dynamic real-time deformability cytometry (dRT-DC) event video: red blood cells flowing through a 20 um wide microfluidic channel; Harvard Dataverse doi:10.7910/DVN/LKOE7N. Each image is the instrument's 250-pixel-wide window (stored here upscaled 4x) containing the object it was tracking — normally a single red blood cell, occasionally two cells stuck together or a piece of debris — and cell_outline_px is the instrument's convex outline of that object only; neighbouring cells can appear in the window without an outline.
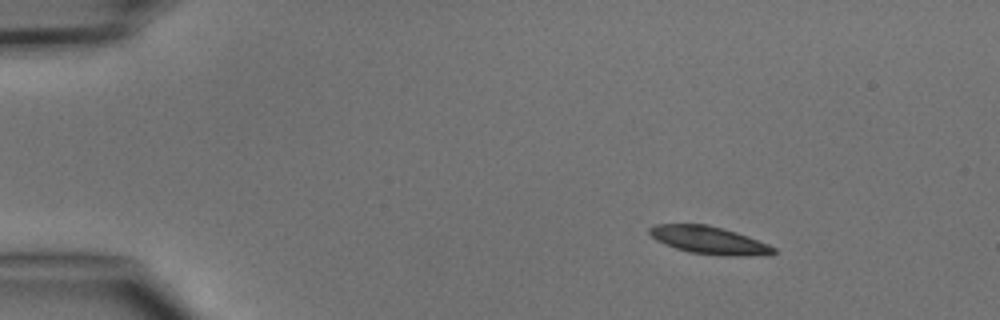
{"species": "common noctule bat (a hibernating species)", "species_latin": "Nyctalus noctula", "temperature_condition": "cold", "stored_images_in_passage": 5, "camera_frame_rate_fps": 3000, "um_per_image_px": 0.085, "animal": {"sex": "male", "body_mass_g": 15.6}, "frame": {"image": 1, "passage_image": 3, "time_ms": 2.333, "image_size_px": [1000, 320], "cell_outline_px": [[776, 252], [744, 256], [728, 256], [688, 252], [664, 244], [656, 240], [648, 232], [648, 228], [656, 224], [708, 224], [736, 232], [748, 236], [768, 244], [776, 248]], "centroid_in_image_um": [60.22, 20.4], "position_along_channel_um": 24.8, "area_um2": 19.83}}